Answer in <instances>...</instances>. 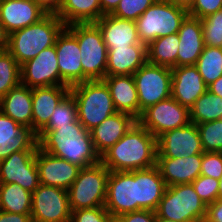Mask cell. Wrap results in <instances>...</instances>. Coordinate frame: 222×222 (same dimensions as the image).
Masks as SVG:
<instances>
[{
  "label": "cell",
  "mask_w": 222,
  "mask_h": 222,
  "mask_svg": "<svg viewBox=\"0 0 222 222\" xmlns=\"http://www.w3.org/2000/svg\"><path fill=\"white\" fill-rule=\"evenodd\" d=\"M36 136L41 150L81 168L100 162L90 131L78 119L71 124L57 126L54 130H40Z\"/></svg>",
  "instance_id": "cell-1"
},
{
  "label": "cell",
  "mask_w": 222,
  "mask_h": 222,
  "mask_svg": "<svg viewBox=\"0 0 222 222\" xmlns=\"http://www.w3.org/2000/svg\"><path fill=\"white\" fill-rule=\"evenodd\" d=\"M157 138L138 121L101 157L109 171H135L156 165Z\"/></svg>",
  "instance_id": "cell-2"
},
{
  "label": "cell",
  "mask_w": 222,
  "mask_h": 222,
  "mask_svg": "<svg viewBox=\"0 0 222 222\" xmlns=\"http://www.w3.org/2000/svg\"><path fill=\"white\" fill-rule=\"evenodd\" d=\"M66 27L54 13H47L38 22L9 34L8 51L21 66L46 48L54 46Z\"/></svg>",
  "instance_id": "cell-3"
},
{
  "label": "cell",
  "mask_w": 222,
  "mask_h": 222,
  "mask_svg": "<svg viewBox=\"0 0 222 222\" xmlns=\"http://www.w3.org/2000/svg\"><path fill=\"white\" fill-rule=\"evenodd\" d=\"M70 93L77 105V119L88 131L117 112L103 80L75 84L70 87Z\"/></svg>",
  "instance_id": "cell-4"
},
{
  "label": "cell",
  "mask_w": 222,
  "mask_h": 222,
  "mask_svg": "<svg viewBox=\"0 0 222 222\" xmlns=\"http://www.w3.org/2000/svg\"><path fill=\"white\" fill-rule=\"evenodd\" d=\"M66 28L77 38L81 51L83 82L106 77L108 49L95 23H74Z\"/></svg>",
  "instance_id": "cell-5"
},
{
  "label": "cell",
  "mask_w": 222,
  "mask_h": 222,
  "mask_svg": "<svg viewBox=\"0 0 222 222\" xmlns=\"http://www.w3.org/2000/svg\"><path fill=\"white\" fill-rule=\"evenodd\" d=\"M156 215L176 222H204L207 205L195 192L192 183L167 186Z\"/></svg>",
  "instance_id": "cell-6"
},
{
  "label": "cell",
  "mask_w": 222,
  "mask_h": 222,
  "mask_svg": "<svg viewBox=\"0 0 222 222\" xmlns=\"http://www.w3.org/2000/svg\"><path fill=\"white\" fill-rule=\"evenodd\" d=\"M188 11L166 0H156L136 21L141 43L148 46L158 37L178 33Z\"/></svg>",
  "instance_id": "cell-7"
},
{
  "label": "cell",
  "mask_w": 222,
  "mask_h": 222,
  "mask_svg": "<svg viewBox=\"0 0 222 222\" xmlns=\"http://www.w3.org/2000/svg\"><path fill=\"white\" fill-rule=\"evenodd\" d=\"M109 173L101 162L81 168L68 189L71 211L105 206Z\"/></svg>",
  "instance_id": "cell-8"
},
{
  "label": "cell",
  "mask_w": 222,
  "mask_h": 222,
  "mask_svg": "<svg viewBox=\"0 0 222 222\" xmlns=\"http://www.w3.org/2000/svg\"><path fill=\"white\" fill-rule=\"evenodd\" d=\"M138 93L140 116L148 107L171 96L172 71L146 62L133 74Z\"/></svg>",
  "instance_id": "cell-9"
},
{
  "label": "cell",
  "mask_w": 222,
  "mask_h": 222,
  "mask_svg": "<svg viewBox=\"0 0 222 222\" xmlns=\"http://www.w3.org/2000/svg\"><path fill=\"white\" fill-rule=\"evenodd\" d=\"M137 121L156 138L191 122L189 108L172 96L145 109Z\"/></svg>",
  "instance_id": "cell-10"
},
{
  "label": "cell",
  "mask_w": 222,
  "mask_h": 222,
  "mask_svg": "<svg viewBox=\"0 0 222 222\" xmlns=\"http://www.w3.org/2000/svg\"><path fill=\"white\" fill-rule=\"evenodd\" d=\"M105 208L114 220L123 214L137 211V170L110 171Z\"/></svg>",
  "instance_id": "cell-11"
},
{
  "label": "cell",
  "mask_w": 222,
  "mask_h": 222,
  "mask_svg": "<svg viewBox=\"0 0 222 222\" xmlns=\"http://www.w3.org/2000/svg\"><path fill=\"white\" fill-rule=\"evenodd\" d=\"M32 222H70L68 190L40 184L32 193Z\"/></svg>",
  "instance_id": "cell-12"
},
{
  "label": "cell",
  "mask_w": 222,
  "mask_h": 222,
  "mask_svg": "<svg viewBox=\"0 0 222 222\" xmlns=\"http://www.w3.org/2000/svg\"><path fill=\"white\" fill-rule=\"evenodd\" d=\"M37 150L13 152L0 161V183L19 184L25 190L33 193L40 186L36 165Z\"/></svg>",
  "instance_id": "cell-13"
},
{
  "label": "cell",
  "mask_w": 222,
  "mask_h": 222,
  "mask_svg": "<svg viewBox=\"0 0 222 222\" xmlns=\"http://www.w3.org/2000/svg\"><path fill=\"white\" fill-rule=\"evenodd\" d=\"M157 157L179 158L202 154L200 133L195 123L164 132L157 138Z\"/></svg>",
  "instance_id": "cell-14"
},
{
  "label": "cell",
  "mask_w": 222,
  "mask_h": 222,
  "mask_svg": "<svg viewBox=\"0 0 222 222\" xmlns=\"http://www.w3.org/2000/svg\"><path fill=\"white\" fill-rule=\"evenodd\" d=\"M21 84L29 88L61 86L55 45L41 51L38 56L20 66Z\"/></svg>",
  "instance_id": "cell-15"
},
{
  "label": "cell",
  "mask_w": 222,
  "mask_h": 222,
  "mask_svg": "<svg viewBox=\"0 0 222 222\" xmlns=\"http://www.w3.org/2000/svg\"><path fill=\"white\" fill-rule=\"evenodd\" d=\"M61 86H73L83 82L81 51L77 38L65 27L55 43Z\"/></svg>",
  "instance_id": "cell-16"
},
{
  "label": "cell",
  "mask_w": 222,
  "mask_h": 222,
  "mask_svg": "<svg viewBox=\"0 0 222 222\" xmlns=\"http://www.w3.org/2000/svg\"><path fill=\"white\" fill-rule=\"evenodd\" d=\"M40 184L68 190L78 177L81 167L50 155L39 147L35 155Z\"/></svg>",
  "instance_id": "cell-17"
},
{
  "label": "cell",
  "mask_w": 222,
  "mask_h": 222,
  "mask_svg": "<svg viewBox=\"0 0 222 222\" xmlns=\"http://www.w3.org/2000/svg\"><path fill=\"white\" fill-rule=\"evenodd\" d=\"M171 71V96L181 105L190 108L207 90L197 66H178L171 68Z\"/></svg>",
  "instance_id": "cell-18"
},
{
  "label": "cell",
  "mask_w": 222,
  "mask_h": 222,
  "mask_svg": "<svg viewBox=\"0 0 222 222\" xmlns=\"http://www.w3.org/2000/svg\"><path fill=\"white\" fill-rule=\"evenodd\" d=\"M46 14L34 0H0V22L8 34L38 22Z\"/></svg>",
  "instance_id": "cell-19"
},
{
  "label": "cell",
  "mask_w": 222,
  "mask_h": 222,
  "mask_svg": "<svg viewBox=\"0 0 222 222\" xmlns=\"http://www.w3.org/2000/svg\"><path fill=\"white\" fill-rule=\"evenodd\" d=\"M36 134L0 111V161L13 152L37 150Z\"/></svg>",
  "instance_id": "cell-20"
},
{
  "label": "cell",
  "mask_w": 222,
  "mask_h": 222,
  "mask_svg": "<svg viewBox=\"0 0 222 222\" xmlns=\"http://www.w3.org/2000/svg\"><path fill=\"white\" fill-rule=\"evenodd\" d=\"M137 122L133 116L116 112L90 130L91 139L97 154L101 157L120 140Z\"/></svg>",
  "instance_id": "cell-21"
},
{
  "label": "cell",
  "mask_w": 222,
  "mask_h": 222,
  "mask_svg": "<svg viewBox=\"0 0 222 222\" xmlns=\"http://www.w3.org/2000/svg\"><path fill=\"white\" fill-rule=\"evenodd\" d=\"M202 154L169 158L157 157L156 166L166 186L192 183L200 176Z\"/></svg>",
  "instance_id": "cell-22"
},
{
  "label": "cell",
  "mask_w": 222,
  "mask_h": 222,
  "mask_svg": "<svg viewBox=\"0 0 222 222\" xmlns=\"http://www.w3.org/2000/svg\"><path fill=\"white\" fill-rule=\"evenodd\" d=\"M69 93V86L32 88V131L35 134L48 123L55 107Z\"/></svg>",
  "instance_id": "cell-23"
},
{
  "label": "cell",
  "mask_w": 222,
  "mask_h": 222,
  "mask_svg": "<svg viewBox=\"0 0 222 222\" xmlns=\"http://www.w3.org/2000/svg\"><path fill=\"white\" fill-rule=\"evenodd\" d=\"M95 24L101 30L107 49L143 44L139 39L136 23L133 20L121 19L109 14L104 15Z\"/></svg>",
  "instance_id": "cell-24"
},
{
  "label": "cell",
  "mask_w": 222,
  "mask_h": 222,
  "mask_svg": "<svg viewBox=\"0 0 222 222\" xmlns=\"http://www.w3.org/2000/svg\"><path fill=\"white\" fill-rule=\"evenodd\" d=\"M180 40L177 55V67L196 65L205 44L201 19L187 15L178 31Z\"/></svg>",
  "instance_id": "cell-25"
},
{
  "label": "cell",
  "mask_w": 222,
  "mask_h": 222,
  "mask_svg": "<svg viewBox=\"0 0 222 222\" xmlns=\"http://www.w3.org/2000/svg\"><path fill=\"white\" fill-rule=\"evenodd\" d=\"M103 81L109 88L117 112L140 118V105L133 75L106 76Z\"/></svg>",
  "instance_id": "cell-26"
},
{
  "label": "cell",
  "mask_w": 222,
  "mask_h": 222,
  "mask_svg": "<svg viewBox=\"0 0 222 222\" xmlns=\"http://www.w3.org/2000/svg\"><path fill=\"white\" fill-rule=\"evenodd\" d=\"M146 62L147 46L145 44L108 49L106 76L133 75Z\"/></svg>",
  "instance_id": "cell-27"
},
{
  "label": "cell",
  "mask_w": 222,
  "mask_h": 222,
  "mask_svg": "<svg viewBox=\"0 0 222 222\" xmlns=\"http://www.w3.org/2000/svg\"><path fill=\"white\" fill-rule=\"evenodd\" d=\"M166 187L156 165L137 170V211H156Z\"/></svg>",
  "instance_id": "cell-28"
},
{
  "label": "cell",
  "mask_w": 222,
  "mask_h": 222,
  "mask_svg": "<svg viewBox=\"0 0 222 222\" xmlns=\"http://www.w3.org/2000/svg\"><path fill=\"white\" fill-rule=\"evenodd\" d=\"M0 111L32 130V89L19 84L0 98Z\"/></svg>",
  "instance_id": "cell-29"
},
{
  "label": "cell",
  "mask_w": 222,
  "mask_h": 222,
  "mask_svg": "<svg viewBox=\"0 0 222 222\" xmlns=\"http://www.w3.org/2000/svg\"><path fill=\"white\" fill-rule=\"evenodd\" d=\"M56 15L66 26L74 23H95L104 16L100 0H63Z\"/></svg>",
  "instance_id": "cell-30"
},
{
  "label": "cell",
  "mask_w": 222,
  "mask_h": 222,
  "mask_svg": "<svg viewBox=\"0 0 222 222\" xmlns=\"http://www.w3.org/2000/svg\"><path fill=\"white\" fill-rule=\"evenodd\" d=\"M179 44L178 33L158 37L147 46V62L169 68L177 67Z\"/></svg>",
  "instance_id": "cell-31"
},
{
  "label": "cell",
  "mask_w": 222,
  "mask_h": 222,
  "mask_svg": "<svg viewBox=\"0 0 222 222\" xmlns=\"http://www.w3.org/2000/svg\"><path fill=\"white\" fill-rule=\"evenodd\" d=\"M32 193L15 183H0V210L31 214Z\"/></svg>",
  "instance_id": "cell-32"
},
{
  "label": "cell",
  "mask_w": 222,
  "mask_h": 222,
  "mask_svg": "<svg viewBox=\"0 0 222 222\" xmlns=\"http://www.w3.org/2000/svg\"><path fill=\"white\" fill-rule=\"evenodd\" d=\"M189 112L190 121L196 125L222 119V97L207 89L189 108Z\"/></svg>",
  "instance_id": "cell-33"
},
{
  "label": "cell",
  "mask_w": 222,
  "mask_h": 222,
  "mask_svg": "<svg viewBox=\"0 0 222 222\" xmlns=\"http://www.w3.org/2000/svg\"><path fill=\"white\" fill-rule=\"evenodd\" d=\"M196 66L208 87L222 76V48L205 46Z\"/></svg>",
  "instance_id": "cell-34"
},
{
  "label": "cell",
  "mask_w": 222,
  "mask_h": 222,
  "mask_svg": "<svg viewBox=\"0 0 222 222\" xmlns=\"http://www.w3.org/2000/svg\"><path fill=\"white\" fill-rule=\"evenodd\" d=\"M20 83V65L8 50L0 52V98Z\"/></svg>",
  "instance_id": "cell-35"
},
{
  "label": "cell",
  "mask_w": 222,
  "mask_h": 222,
  "mask_svg": "<svg viewBox=\"0 0 222 222\" xmlns=\"http://www.w3.org/2000/svg\"><path fill=\"white\" fill-rule=\"evenodd\" d=\"M77 119V105L74 97L69 93L55 107L48 123L41 130H54L57 126L73 123Z\"/></svg>",
  "instance_id": "cell-36"
},
{
  "label": "cell",
  "mask_w": 222,
  "mask_h": 222,
  "mask_svg": "<svg viewBox=\"0 0 222 222\" xmlns=\"http://www.w3.org/2000/svg\"><path fill=\"white\" fill-rule=\"evenodd\" d=\"M204 152H222V119L197 124Z\"/></svg>",
  "instance_id": "cell-37"
},
{
  "label": "cell",
  "mask_w": 222,
  "mask_h": 222,
  "mask_svg": "<svg viewBox=\"0 0 222 222\" xmlns=\"http://www.w3.org/2000/svg\"><path fill=\"white\" fill-rule=\"evenodd\" d=\"M205 46L222 48V10L201 19Z\"/></svg>",
  "instance_id": "cell-38"
},
{
  "label": "cell",
  "mask_w": 222,
  "mask_h": 222,
  "mask_svg": "<svg viewBox=\"0 0 222 222\" xmlns=\"http://www.w3.org/2000/svg\"><path fill=\"white\" fill-rule=\"evenodd\" d=\"M156 0H121L111 14L115 17L136 21Z\"/></svg>",
  "instance_id": "cell-39"
},
{
  "label": "cell",
  "mask_w": 222,
  "mask_h": 222,
  "mask_svg": "<svg viewBox=\"0 0 222 222\" xmlns=\"http://www.w3.org/2000/svg\"><path fill=\"white\" fill-rule=\"evenodd\" d=\"M192 185L206 205L214 203L218 199V179L200 175L192 182Z\"/></svg>",
  "instance_id": "cell-40"
},
{
  "label": "cell",
  "mask_w": 222,
  "mask_h": 222,
  "mask_svg": "<svg viewBox=\"0 0 222 222\" xmlns=\"http://www.w3.org/2000/svg\"><path fill=\"white\" fill-rule=\"evenodd\" d=\"M70 222H114L105 206L71 211Z\"/></svg>",
  "instance_id": "cell-41"
},
{
  "label": "cell",
  "mask_w": 222,
  "mask_h": 222,
  "mask_svg": "<svg viewBox=\"0 0 222 222\" xmlns=\"http://www.w3.org/2000/svg\"><path fill=\"white\" fill-rule=\"evenodd\" d=\"M200 175L220 179L222 175V152H203Z\"/></svg>",
  "instance_id": "cell-42"
},
{
  "label": "cell",
  "mask_w": 222,
  "mask_h": 222,
  "mask_svg": "<svg viewBox=\"0 0 222 222\" xmlns=\"http://www.w3.org/2000/svg\"><path fill=\"white\" fill-rule=\"evenodd\" d=\"M222 10V0H194L188 15L202 19Z\"/></svg>",
  "instance_id": "cell-43"
},
{
  "label": "cell",
  "mask_w": 222,
  "mask_h": 222,
  "mask_svg": "<svg viewBox=\"0 0 222 222\" xmlns=\"http://www.w3.org/2000/svg\"><path fill=\"white\" fill-rule=\"evenodd\" d=\"M156 212L152 210H140L123 214L114 222H155Z\"/></svg>",
  "instance_id": "cell-44"
},
{
  "label": "cell",
  "mask_w": 222,
  "mask_h": 222,
  "mask_svg": "<svg viewBox=\"0 0 222 222\" xmlns=\"http://www.w3.org/2000/svg\"><path fill=\"white\" fill-rule=\"evenodd\" d=\"M204 222H222V199L207 205L206 218Z\"/></svg>",
  "instance_id": "cell-45"
},
{
  "label": "cell",
  "mask_w": 222,
  "mask_h": 222,
  "mask_svg": "<svg viewBox=\"0 0 222 222\" xmlns=\"http://www.w3.org/2000/svg\"><path fill=\"white\" fill-rule=\"evenodd\" d=\"M0 222H32L31 214L9 213L0 210Z\"/></svg>",
  "instance_id": "cell-46"
},
{
  "label": "cell",
  "mask_w": 222,
  "mask_h": 222,
  "mask_svg": "<svg viewBox=\"0 0 222 222\" xmlns=\"http://www.w3.org/2000/svg\"><path fill=\"white\" fill-rule=\"evenodd\" d=\"M46 13H54L56 14L63 0H34Z\"/></svg>",
  "instance_id": "cell-47"
},
{
  "label": "cell",
  "mask_w": 222,
  "mask_h": 222,
  "mask_svg": "<svg viewBox=\"0 0 222 222\" xmlns=\"http://www.w3.org/2000/svg\"><path fill=\"white\" fill-rule=\"evenodd\" d=\"M121 0H100L101 11L103 15L112 14Z\"/></svg>",
  "instance_id": "cell-48"
},
{
  "label": "cell",
  "mask_w": 222,
  "mask_h": 222,
  "mask_svg": "<svg viewBox=\"0 0 222 222\" xmlns=\"http://www.w3.org/2000/svg\"><path fill=\"white\" fill-rule=\"evenodd\" d=\"M8 38L9 34L6 32L5 27L0 22V52L8 49Z\"/></svg>",
  "instance_id": "cell-49"
},
{
  "label": "cell",
  "mask_w": 222,
  "mask_h": 222,
  "mask_svg": "<svg viewBox=\"0 0 222 222\" xmlns=\"http://www.w3.org/2000/svg\"><path fill=\"white\" fill-rule=\"evenodd\" d=\"M207 89L215 95L222 97V76L210 84Z\"/></svg>",
  "instance_id": "cell-50"
},
{
  "label": "cell",
  "mask_w": 222,
  "mask_h": 222,
  "mask_svg": "<svg viewBox=\"0 0 222 222\" xmlns=\"http://www.w3.org/2000/svg\"><path fill=\"white\" fill-rule=\"evenodd\" d=\"M166 1L170 2L171 4L177 7H181L187 11L192 7V4L194 2V0H166Z\"/></svg>",
  "instance_id": "cell-51"
},
{
  "label": "cell",
  "mask_w": 222,
  "mask_h": 222,
  "mask_svg": "<svg viewBox=\"0 0 222 222\" xmlns=\"http://www.w3.org/2000/svg\"><path fill=\"white\" fill-rule=\"evenodd\" d=\"M218 199H222V175L219 179Z\"/></svg>",
  "instance_id": "cell-52"
},
{
  "label": "cell",
  "mask_w": 222,
  "mask_h": 222,
  "mask_svg": "<svg viewBox=\"0 0 222 222\" xmlns=\"http://www.w3.org/2000/svg\"><path fill=\"white\" fill-rule=\"evenodd\" d=\"M155 222H176V221L171 220V219H165V218H162V217H158V216L156 215V217H155Z\"/></svg>",
  "instance_id": "cell-53"
}]
</instances>
